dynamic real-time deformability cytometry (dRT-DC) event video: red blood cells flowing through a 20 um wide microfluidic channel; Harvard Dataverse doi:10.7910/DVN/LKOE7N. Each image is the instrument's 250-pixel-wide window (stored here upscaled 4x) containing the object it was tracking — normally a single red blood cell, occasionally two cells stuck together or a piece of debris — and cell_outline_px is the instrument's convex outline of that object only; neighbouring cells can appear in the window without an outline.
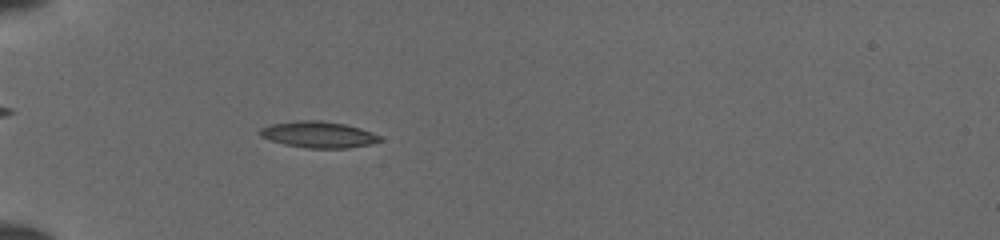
{"species": "common noctule bat (a hibernating species)", "species_latin": "Nyctalus noctula", "temperature_condition": "cold", "stored_images_in_passage": 43, "camera_frame_rate_fps": 3000, "um_per_image_px": 0.085, "animal": {"sex": "female", "body_mass_g": 19.5, "forearm_length_mm": 54.1}, "frame": {"image": 1, "passage_image": 10, "time_ms": 3.0, "image_size_px": [1000, 240], "cell_outline_px": [[380, 140], [368, 144], [344, 148], [312, 148], [288, 144], [272, 140], [264, 136], [260, 132], [264, 128], [276, 124], [344, 124], [380, 136]], "centroid_in_image_um": [27.16, 11.52], "position_along_channel_um": 57.8, "area_um2": 16.01}}
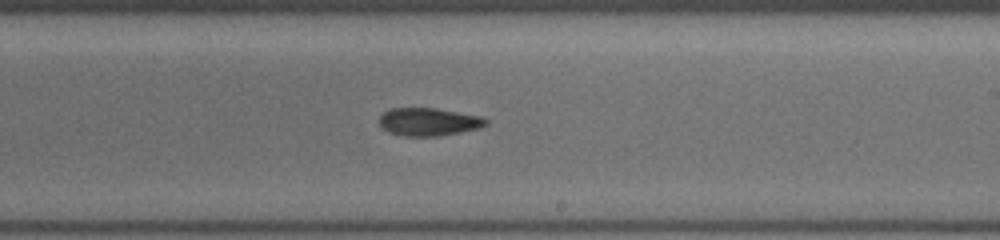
{"frame": {"image": 2, "passage_image": 25, "time_ms": 8.0, "image_size_px": [1000, 240], "cell_outline_px": [[484, 124], [476, 128], [456, 132], [432, 136], [408, 136], [392, 132], [384, 128], [380, 124], [380, 116], [384, 112], [392, 108], [432, 108], [476, 116], [484, 120]], "centroid_in_image_um": [36.32, 10.34], "position_along_channel_um": 252.7, "area_um2": 16.24}}
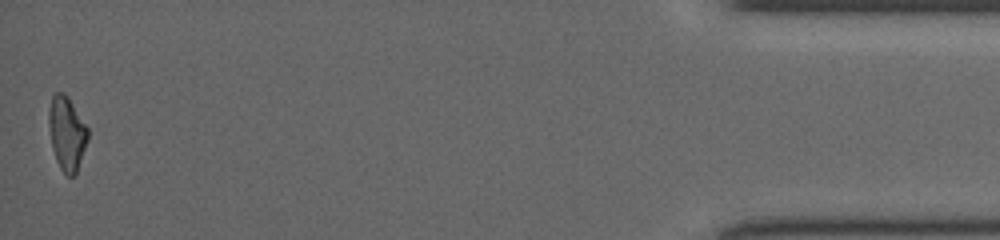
{"frame": {"image": 3, "passage_image": 43, "time_ms": 14.0, "image_size_px": [1000, 240], "cell_outline_px": [[88, 136], [76, 172], [72, 176], [68, 176], [60, 168], [56, 160], [52, 144], [48, 120], [48, 116], [52, 96], [56, 92], [60, 92], [68, 100], [88, 128]], "centroid_in_image_um": [5.66, 11.37], "position_along_channel_um": 429.5, "area_um2": 15.9}}